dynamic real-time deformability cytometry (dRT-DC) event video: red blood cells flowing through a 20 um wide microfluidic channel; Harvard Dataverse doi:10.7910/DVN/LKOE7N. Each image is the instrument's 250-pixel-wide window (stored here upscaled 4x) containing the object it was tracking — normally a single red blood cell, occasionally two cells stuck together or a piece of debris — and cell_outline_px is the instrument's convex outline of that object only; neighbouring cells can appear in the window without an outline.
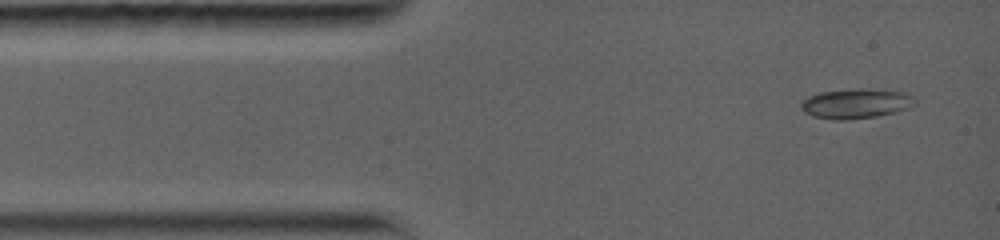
{"species": "common noctule bat (a hibernating species)", "species_latin": "Nyctalus noctula", "temperature_condition": "warm", "stored_images_in_passage": 4, "camera_frame_rate_fps": 5000, "um_per_image_px": 0.085, "animal": {"sex": "female", "body_mass_g": 19.0, "forearm_length_mm": 56.7}, "frame": {"image": 1, "passage_image": 1, "time_ms": 0.0, "image_size_px": [1000, 240], "cell_outline_px": [[916, 104], [912, 108], [896, 112], [876, 116], [844, 120], [832, 120], [812, 116], [804, 112], [800, 108], [800, 104], [808, 96], [820, 92], [868, 88], [904, 92], [912, 96], [916, 100]], "centroid_in_image_um": [72.78, 8.81], "position_along_channel_um": 12.2, "area_um2": 19.94}}
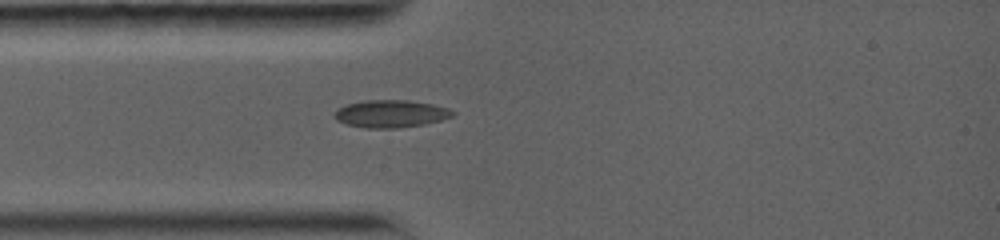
{"frame": {"image": 2, "passage_image": 4, "time_ms": 2.4, "image_size_px": [1000, 240], "cell_outline_px": [[456, 112], [452, 116], [440, 120], [424, 124], [396, 128], [364, 128], [348, 124], [336, 120], [332, 116], [336, 108], [348, 104], [364, 100], [408, 100], [432, 104], [448, 108]], "centroid_in_image_um": [33.18, 9.66], "position_along_channel_um": 51.8, "area_um2": 18.96}}